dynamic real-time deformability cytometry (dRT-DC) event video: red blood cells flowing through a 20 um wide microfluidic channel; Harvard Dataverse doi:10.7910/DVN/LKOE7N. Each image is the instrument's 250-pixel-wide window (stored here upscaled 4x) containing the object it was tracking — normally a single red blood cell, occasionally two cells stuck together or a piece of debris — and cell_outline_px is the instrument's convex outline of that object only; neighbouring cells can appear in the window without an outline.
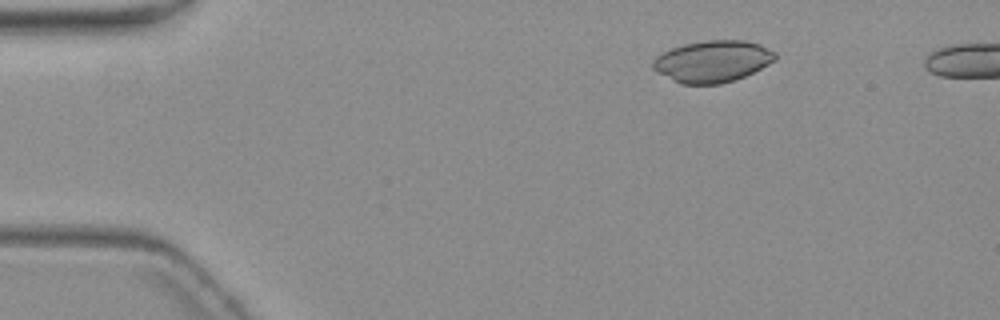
{"species": "common noctule bat (a hibernating species)", "species_latin": "Nyctalus noctula", "temperature_condition": "warm", "stored_images_in_passage": 3, "camera_frame_rate_fps": 3000, "um_per_image_px": 0.085, "animal": {"sex": "female", "body_mass_g": 19.3, "forearm_length_mm": 54.1}, "frame": {"image": 1, "passage_image": 1, "time_ms": 0.0, "image_size_px": [1000, 320], "cell_outline_px": [[776, 60], [736, 80], [720, 84], [680, 84], [672, 80], [652, 68], [652, 60], [656, 56], [672, 48], [684, 44], [708, 40], [744, 40], [760, 44], [776, 52]], "centroid_in_image_um": [60.57, 5.21], "position_along_channel_um": 24.4, "area_um2": 29.65}}